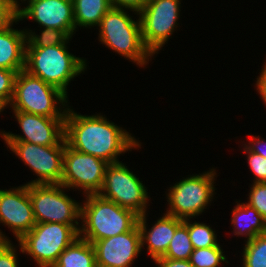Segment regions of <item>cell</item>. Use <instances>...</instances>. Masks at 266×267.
Instances as JSON below:
<instances>
[{"mask_svg":"<svg viewBox=\"0 0 266 267\" xmlns=\"http://www.w3.org/2000/svg\"><path fill=\"white\" fill-rule=\"evenodd\" d=\"M12 189V190H11ZM10 190L0 189V223L11 228L17 241L36 224L29 185Z\"/></svg>","mask_w":266,"mask_h":267,"instance_id":"obj_15","label":"cell"},{"mask_svg":"<svg viewBox=\"0 0 266 267\" xmlns=\"http://www.w3.org/2000/svg\"><path fill=\"white\" fill-rule=\"evenodd\" d=\"M85 196L80 216L84 223L79 237L90 243L128 232L137 224L138 215L132 210L120 207L99 194Z\"/></svg>","mask_w":266,"mask_h":267,"instance_id":"obj_2","label":"cell"},{"mask_svg":"<svg viewBox=\"0 0 266 267\" xmlns=\"http://www.w3.org/2000/svg\"><path fill=\"white\" fill-rule=\"evenodd\" d=\"M158 267H193L189 260H174L160 257L155 260Z\"/></svg>","mask_w":266,"mask_h":267,"instance_id":"obj_33","label":"cell"},{"mask_svg":"<svg viewBox=\"0 0 266 267\" xmlns=\"http://www.w3.org/2000/svg\"><path fill=\"white\" fill-rule=\"evenodd\" d=\"M62 184H29V196L32 201L36 223L54 222L77 225L81 216V206L64 193Z\"/></svg>","mask_w":266,"mask_h":267,"instance_id":"obj_7","label":"cell"},{"mask_svg":"<svg viewBox=\"0 0 266 267\" xmlns=\"http://www.w3.org/2000/svg\"><path fill=\"white\" fill-rule=\"evenodd\" d=\"M5 143L39 177L27 185L61 184L64 148L67 144L65 139L59 145L52 146L19 141Z\"/></svg>","mask_w":266,"mask_h":267,"instance_id":"obj_10","label":"cell"},{"mask_svg":"<svg viewBox=\"0 0 266 267\" xmlns=\"http://www.w3.org/2000/svg\"><path fill=\"white\" fill-rule=\"evenodd\" d=\"M258 139V140H257ZM260 137L251 136L249 145H246L252 152L260 154L261 156L266 158V142L264 140H260Z\"/></svg>","mask_w":266,"mask_h":267,"instance_id":"obj_34","label":"cell"},{"mask_svg":"<svg viewBox=\"0 0 266 267\" xmlns=\"http://www.w3.org/2000/svg\"><path fill=\"white\" fill-rule=\"evenodd\" d=\"M17 72L0 68V99L8 106L14 95V82Z\"/></svg>","mask_w":266,"mask_h":267,"instance_id":"obj_27","label":"cell"},{"mask_svg":"<svg viewBox=\"0 0 266 267\" xmlns=\"http://www.w3.org/2000/svg\"><path fill=\"white\" fill-rule=\"evenodd\" d=\"M146 214L138 216V228L141 236V248L147 243L149 256L155 261L166 254L169 243L182 219L164 214L149 231L146 226Z\"/></svg>","mask_w":266,"mask_h":267,"instance_id":"obj_17","label":"cell"},{"mask_svg":"<svg viewBox=\"0 0 266 267\" xmlns=\"http://www.w3.org/2000/svg\"><path fill=\"white\" fill-rule=\"evenodd\" d=\"M52 267H97L92 243L78 237L59 255Z\"/></svg>","mask_w":266,"mask_h":267,"instance_id":"obj_20","label":"cell"},{"mask_svg":"<svg viewBox=\"0 0 266 267\" xmlns=\"http://www.w3.org/2000/svg\"><path fill=\"white\" fill-rule=\"evenodd\" d=\"M98 27L102 44L137 65H146L153 56L143 42L140 19L135 22L124 9L111 7Z\"/></svg>","mask_w":266,"mask_h":267,"instance_id":"obj_3","label":"cell"},{"mask_svg":"<svg viewBox=\"0 0 266 267\" xmlns=\"http://www.w3.org/2000/svg\"><path fill=\"white\" fill-rule=\"evenodd\" d=\"M7 1L8 3H10L16 10L19 9V1L17 2V0H5ZM22 1V0H21ZM23 1H26V0H23Z\"/></svg>","mask_w":266,"mask_h":267,"instance_id":"obj_36","label":"cell"},{"mask_svg":"<svg viewBox=\"0 0 266 267\" xmlns=\"http://www.w3.org/2000/svg\"><path fill=\"white\" fill-rule=\"evenodd\" d=\"M194 248L188 233V227L182 222L175 230L166 254L163 256L174 260H189Z\"/></svg>","mask_w":266,"mask_h":267,"instance_id":"obj_22","label":"cell"},{"mask_svg":"<svg viewBox=\"0 0 266 267\" xmlns=\"http://www.w3.org/2000/svg\"><path fill=\"white\" fill-rule=\"evenodd\" d=\"M78 237L79 231L73 225L46 222L36 223L18 242L22 253L32 256L39 267H52Z\"/></svg>","mask_w":266,"mask_h":267,"instance_id":"obj_6","label":"cell"},{"mask_svg":"<svg viewBox=\"0 0 266 267\" xmlns=\"http://www.w3.org/2000/svg\"><path fill=\"white\" fill-rule=\"evenodd\" d=\"M257 78V90L262 97L264 103L266 104V63L264 65V68H262L260 76Z\"/></svg>","mask_w":266,"mask_h":267,"instance_id":"obj_35","label":"cell"},{"mask_svg":"<svg viewBox=\"0 0 266 267\" xmlns=\"http://www.w3.org/2000/svg\"><path fill=\"white\" fill-rule=\"evenodd\" d=\"M183 223L188 227V233L194 249L219 245L215 231L210 226L200 222L191 223L189 219H184Z\"/></svg>","mask_w":266,"mask_h":267,"instance_id":"obj_25","label":"cell"},{"mask_svg":"<svg viewBox=\"0 0 266 267\" xmlns=\"http://www.w3.org/2000/svg\"><path fill=\"white\" fill-rule=\"evenodd\" d=\"M27 37L26 48H45L47 46H55L67 44L71 38L65 31L58 29L44 28L41 35L35 32L25 30Z\"/></svg>","mask_w":266,"mask_h":267,"instance_id":"obj_23","label":"cell"},{"mask_svg":"<svg viewBox=\"0 0 266 267\" xmlns=\"http://www.w3.org/2000/svg\"><path fill=\"white\" fill-rule=\"evenodd\" d=\"M26 32L15 30L12 25L0 31V68L17 73L25 68Z\"/></svg>","mask_w":266,"mask_h":267,"instance_id":"obj_18","label":"cell"},{"mask_svg":"<svg viewBox=\"0 0 266 267\" xmlns=\"http://www.w3.org/2000/svg\"><path fill=\"white\" fill-rule=\"evenodd\" d=\"M111 7L130 9L137 14L145 7L148 0H109Z\"/></svg>","mask_w":266,"mask_h":267,"instance_id":"obj_32","label":"cell"},{"mask_svg":"<svg viewBox=\"0 0 266 267\" xmlns=\"http://www.w3.org/2000/svg\"><path fill=\"white\" fill-rule=\"evenodd\" d=\"M75 27L99 26L101 19L111 8L109 0H72Z\"/></svg>","mask_w":266,"mask_h":267,"instance_id":"obj_21","label":"cell"},{"mask_svg":"<svg viewBox=\"0 0 266 267\" xmlns=\"http://www.w3.org/2000/svg\"><path fill=\"white\" fill-rule=\"evenodd\" d=\"M64 138L70 148L109 164L119 162L117 157L122 152L141 146L129 132L107 121L103 115H79L70 108L65 116Z\"/></svg>","mask_w":266,"mask_h":267,"instance_id":"obj_1","label":"cell"},{"mask_svg":"<svg viewBox=\"0 0 266 267\" xmlns=\"http://www.w3.org/2000/svg\"><path fill=\"white\" fill-rule=\"evenodd\" d=\"M146 189L126 165L116 162L108 164L103 186L98 194L141 216L146 214L149 201Z\"/></svg>","mask_w":266,"mask_h":267,"instance_id":"obj_9","label":"cell"},{"mask_svg":"<svg viewBox=\"0 0 266 267\" xmlns=\"http://www.w3.org/2000/svg\"><path fill=\"white\" fill-rule=\"evenodd\" d=\"M7 105L0 99V113L4 110Z\"/></svg>","mask_w":266,"mask_h":267,"instance_id":"obj_37","label":"cell"},{"mask_svg":"<svg viewBox=\"0 0 266 267\" xmlns=\"http://www.w3.org/2000/svg\"><path fill=\"white\" fill-rule=\"evenodd\" d=\"M66 98L67 95L60 89L21 70L16 75L14 95L9 106L13 110L49 118H65L67 109L65 108L62 112L57 104L61 103L63 108L67 107L68 100Z\"/></svg>","mask_w":266,"mask_h":267,"instance_id":"obj_5","label":"cell"},{"mask_svg":"<svg viewBox=\"0 0 266 267\" xmlns=\"http://www.w3.org/2000/svg\"><path fill=\"white\" fill-rule=\"evenodd\" d=\"M231 224L234 235L246 236L247 241L266 233V219L247 203H237L232 211Z\"/></svg>","mask_w":266,"mask_h":267,"instance_id":"obj_19","label":"cell"},{"mask_svg":"<svg viewBox=\"0 0 266 267\" xmlns=\"http://www.w3.org/2000/svg\"><path fill=\"white\" fill-rule=\"evenodd\" d=\"M242 254L243 267H266V233L246 241Z\"/></svg>","mask_w":266,"mask_h":267,"instance_id":"obj_24","label":"cell"},{"mask_svg":"<svg viewBox=\"0 0 266 267\" xmlns=\"http://www.w3.org/2000/svg\"><path fill=\"white\" fill-rule=\"evenodd\" d=\"M245 153H248V166L252 170L253 174L256 176L253 182L255 183H263L266 182V158L252 152L245 144V149L243 150Z\"/></svg>","mask_w":266,"mask_h":267,"instance_id":"obj_29","label":"cell"},{"mask_svg":"<svg viewBox=\"0 0 266 267\" xmlns=\"http://www.w3.org/2000/svg\"><path fill=\"white\" fill-rule=\"evenodd\" d=\"M180 4V0H148L138 13L143 42L153 55L161 50L174 27H178Z\"/></svg>","mask_w":266,"mask_h":267,"instance_id":"obj_11","label":"cell"},{"mask_svg":"<svg viewBox=\"0 0 266 267\" xmlns=\"http://www.w3.org/2000/svg\"><path fill=\"white\" fill-rule=\"evenodd\" d=\"M215 171L211 169L210 172L184 178L170 187L166 214L182 220L199 216L214 195Z\"/></svg>","mask_w":266,"mask_h":267,"instance_id":"obj_8","label":"cell"},{"mask_svg":"<svg viewBox=\"0 0 266 267\" xmlns=\"http://www.w3.org/2000/svg\"><path fill=\"white\" fill-rule=\"evenodd\" d=\"M66 44L26 48L25 68L29 74L55 86L67 95V85L85 71L86 60L67 50Z\"/></svg>","mask_w":266,"mask_h":267,"instance_id":"obj_4","label":"cell"},{"mask_svg":"<svg viewBox=\"0 0 266 267\" xmlns=\"http://www.w3.org/2000/svg\"><path fill=\"white\" fill-rule=\"evenodd\" d=\"M108 164L103 159L76 151L66 144L61 184L69 190L81 188L85 195L98 194L103 186Z\"/></svg>","mask_w":266,"mask_h":267,"instance_id":"obj_12","label":"cell"},{"mask_svg":"<svg viewBox=\"0 0 266 267\" xmlns=\"http://www.w3.org/2000/svg\"><path fill=\"white\" fill-rule=\"evenodd\" d=\"M13 112L24 135L1 132L5 141L52 146L59 145L65 139V118H49L18 110Z\"/></svg>","mask_w":266,"mask_h":267,"instance_id":"obj_13","label":"cell"},{"mask_svg":"<svg viewBox=\"0 0 266 267\" xmlns=\"http://www.w3.org/2000/svg\"><path fill=\"white\" fill-rule=\"evenodd\" d=\"M248 196L249 202L247 204L255 208L266 219V182H254Z\"/></svg>","mask_w":266,"mask_h":267,"instance_id":"obj_28","label":"cell"},{"mask_svg":"<svg viewBox=\"0 0 266 267\" xmlns=\"http://www.w3.org/2000/svg\"><path fill=\"white\" fill-rule=\"evenodd\" d=\"M17 21H19L17 10L7 1L0 0V31Z\"/></svg>","mask_w":266,"mask_h":267,"instance_id":"obj_31","label":"cell"},{"mask_svg":"<svg viewBox=\"0 0 266 267\" xmlns=\"http://www.w3.org/2000/svg\"><path fill=\"white\" fill-rule=\"evenodd\" d=\"M97 267H131L141 248V236L136 224L130 231L92 243Z\"/></svg>","mask_w":266,"mask_h":267,"instance_id":"obj_14","label":"cell"},{"mask_svg":"<svg viewBox=\"0 0 266 267\" xmlns=\"http://www.w3.org/2000/svg\"><path fill=\"white\" fill-rule=\"evenodd\" d=\"M17 10L18 20L33 19L43 28L65 31L70 37L76 31L72 0H28Z\"/></svg>","mask_w":266,"mask_h":267,"instance_id":"obj_16","label":"cell"},{"mask_svg":"<svg viewBox=\"0 0 266 267\" xmlns=\"http://www.w3.org/2000/svg\"><path fill=\"white\" fill-rule=\"evenodd\" d=\"M223 253L220 245L194 249L189 261L193 267H218L222 261L228 263Z\"/></svg>","mask_w":266,"mask_h":267,"instance_id":"obj_26","label":"cell"},{"mask_svg":"<svg viewBox=\"0 0 266 267\" xmlns=\"http://www.w3.org/2000/svg\"><path fill=\"white\" fill-rule=\"evenodd\" d=\"M16 249L0 231V267H18Z\"/></svg>","mask_w":266,"mask_h":267,"instance_id":"obj_30","label":"cell"}]
</instances>
